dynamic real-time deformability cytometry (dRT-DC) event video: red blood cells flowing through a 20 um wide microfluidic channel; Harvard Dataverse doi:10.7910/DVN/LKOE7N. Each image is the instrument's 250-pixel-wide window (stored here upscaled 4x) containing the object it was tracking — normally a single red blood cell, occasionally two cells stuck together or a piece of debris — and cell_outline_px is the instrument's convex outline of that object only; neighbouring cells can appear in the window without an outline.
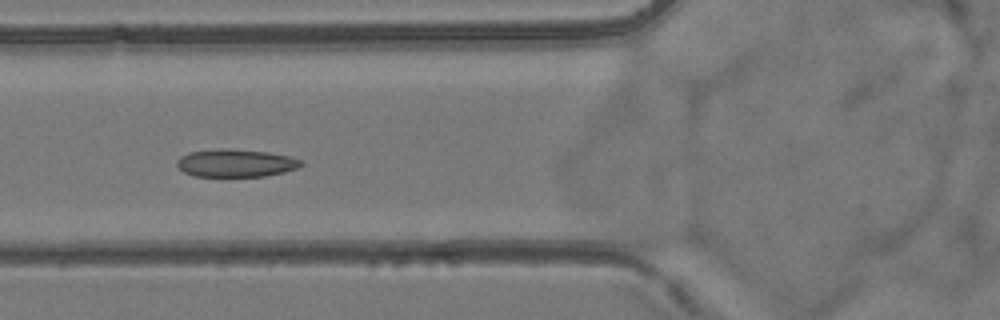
{"species": "common noctule bat (a hibernating species)", "species_latin": "Nyctalus noctula", "temperature_condition": "room temperature", "stored_images_in_passage": 30, "camera_frame_rate_fps": 3000, "um_per_image_px": 0.085, "animal": {"sex": "female", "body_mass_g": 24.6, "forearm_length_mm": 56.2}, "frame": {"image": 1, "passage_image": 11, "time_ms": 3.333, "image_size_px": [1000, 320], "cell_outline_px": [[304, 164], [296, 168], [284, 172], [264, 176], [192, 176], [184, 172], [176, 164], [176, 160], [180, 156], [188, 152], [220, 148], [268, 152], [288, 156], [304, 160]], "centroid_in_image_um": [20.03, 13.86], "position_along_channel_um": 105.8, "area_um2": 20.11}}
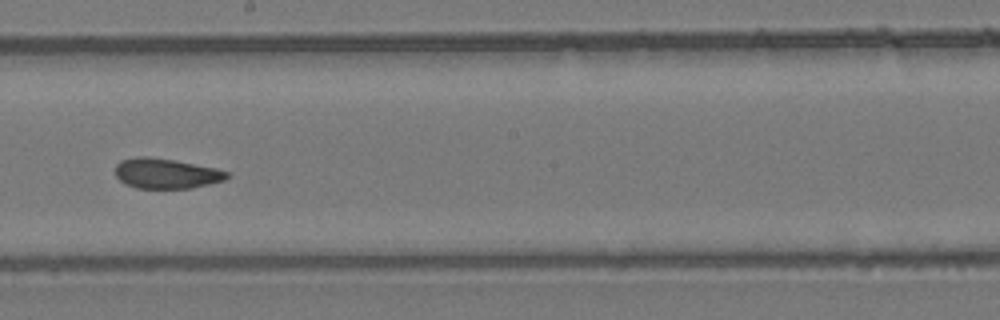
{"frame": {"image": 2, "passage_image": 21, "time_ms": 6.667, "image_size_px": [1000, 320], "cell_outline_px": [[228, 176], [224, 180], [192, 188], [136, 188], [124, 184], [116, 176], [116, 164], [120, 160], [136, 156], [148, 156], [172, 160], [216, 168], [228, 172]], "centroid_in_image_um": [14.08, 14.74], "position_along_channel_um": 234.1, "area_um2": 19.54}}
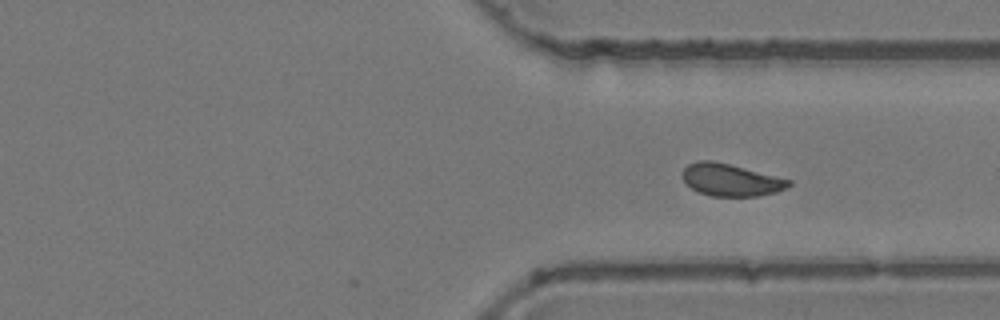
{"frame": {"image": 3, "passage_image": 30, "time_ms": 9.667, "image_size_px": [1000, 320], "cell_outline_px": [[792, 184], [788, 188], [776, 192], [756, 196], [712, 196], [700, 192], [692, 188], [684, 180], [680, 172], [688, 164], [700, 160], [712, 160], [792, 180]], "centroid_in_image_um": [62.12, 15.29], "position_along_channel_um": 349.3, "area_um2": 19.83}}